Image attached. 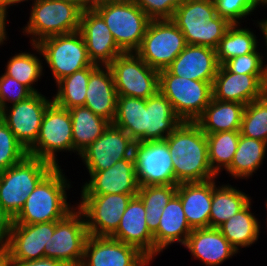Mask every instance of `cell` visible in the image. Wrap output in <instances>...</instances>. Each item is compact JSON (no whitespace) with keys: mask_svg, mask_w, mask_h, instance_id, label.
Wrapping results in <instances>:
<instances>
[{"mask_svg":"<svg viewBox=\"0 0 267 266\" xmlns=\"http://www.w3.org/2000/svg\"><path fill=\"white\" fill-rule=\"evenodd\" d=\"M244 104L211 99L195 123L205 134L240 131Z\"/></svg>","mask_w":267,"mask_h":266,"instance_id":"cell-28","label":"cell"},{"mask_svg":"<svg viewBox=\"0 0 267 266\" xmlns=\"http://www.w3.org/2000/svg\"><path fill=\"white\" fill-rule=\"evenodd\" d=\"M89 236L83 213L76 207L65 218L55 221L54 234L45 249V258L80 266Z\"/></svg>","mask_w":267,"mask_h":266,"instance_id":"cell-12","label":"cell"},{"mask_svg":"<svg viewBox=\"0 0 267 266\" xmlns=\"http://www.w3.org/2000/svg\"><path fill=\"white\" fill-rule=\"evenodd\" d=\"M145 205L136 195L129 201L117 230L110 236L136 247L151 262L155 261L154 236L146 223Z\"/></svg>","mask_w":267,"mask_h":266,"instance_id":"cell-22","label":"cell"},{"mask_svg":"<svg viewBox=\"0 0 267 266\" xmlns=\"http://www.w3.org/2000/svg\"><path fill=\"white\" fill-rule=\"evenodd\" d=\"M113 124L135 142L146 141V99L118 96Z\"/></svg>","mask_w":267,"mask_h":266,"instance_id":"cell-35","label":"cell"},{"mask_svg":"<svg viewBox=\"0 0 267 266\" xmlns=\"http://www.w3.org/2000/svg\"><path fill=\"white\" fill-rule=\"evenodd\" d=\"M267 93V74H236L220 65L212 83V98L244 105Z\"/></svg>","mask_w":267,"mask_h":266,"instance_id":"cell-18","label":"cell"},{"mask_svg":"<svg viewBox=\"0 0 267 266\" xmlns=\"http://www.w3.org/2000/svg\"><path fill=\"white\" fill-rule=\"evenodd\" d=\"M266 202H265V208H266V211H267V198H266V200H265ZM265 217H267V212H266V216ZM266 222H265V225H266V227H267V218L266 219H264ZM267 229V228H266Z\"/></svg>","mask_w":267,"mask_h":266,"instance_id":"cell-55","label":"cell"},{"mask_svg":"<svg viewBox=\"0 0 267 266\" xmlns=\"http://www.w3.org/2000/svg\"><path fill=\"white\" fill-rule=\"evenodd\" d=\"M79 31L84 38L88 57L94 64L109 65L124 53L103 18L93 8L81 13Z\"/></svg>","mask_w":267,"mask_h":266,"instance_id":"cell-21","label":"cell"},{"mask_svg":"<svg viewBox=\"0 0 267 266\" xmlns=\"http://www.w3.org/2000/svg\"><path fill=\"white\" fill-rule=\"evenodd\" d=\"M151 263L134 246L110 236L89 235L80 266H149Z\"/></svg>","mask_w":267,"mask_h":266,"instance_id":"cell-17","label":"cell"},{"mask_svg":"<svg viewBox=\"0 0 267 266\" xmlns=\"http://www.w3.org/2000/svg\"><path fill=\"white\" fill-rule=\"evenodd\" d=\"M152 19H171L182 0H133Z\"/></svg>","mask_w":267,"mask_h":266,"instance_id":"cell-45","label":"cell"},{"mask_svg":"<svg viewBox=\"0 0 267 266\" xmlns=\"http://www.w3.org/2000/svg\"><path fill=\"white\" fill-rule=\"evenodd\" d=\"M93 9L103 18L124 53L139 49L151 19L133 0L108 2Z\"/></svg>","mask_w":267,"mask_h":266,"instance_id":"cell-6","label":"cell"},{"mask_svg":"<svg viewBox=\"0 0 267 266\" xmlns=\"http://www.w3.org/2000/svg\"><path fill=\"white\" fill-rule=\"evenodd\" d=\"M214 3L216 14L231 24H241L242 22L244 24L247 22L245 19L253 16L257 9L263 6V8H267L262 0H214Z\"/></svg>","mask_w":267,"mask_h":266,"instance_id":"cell-40","label":"cell"},{"mask_svg":"<svg viewBox=\"0 0 267 266\" xmlns=\"http://www.w3.org/2000/svg\"><path fill=\"white\" fill-rule=\"evenodd\" d=\"M61 167H54L30 193L13 224H38L60 221L77 205L67 200L73 182Z\"/></svg>","mask_w":267,"mask_h":266,"instance_id":"cell-2","label":"cell"},{"mask_svg":"<svg viewBox=\"0 0 267 266\" xmlns=\"http://www.w3.org/2000/svg\"><path fill=\"white\" fill-rule=\"evenodd\" d=\"M10 10H6L1 4H0V46L7 44L6 41H9V37L7 36L8 31H6V22H8L7 18L10 16L8 14Z\"/></svg>","mask_w":267,"mask_h":266,"instance_id":"cell-49","label":"cell"},{"mask_svg":"<svg viewBox=\"0 0 267 266\" xmlns=\"http://www.w3.org/2000/svg\"><path fill=\"white\" fill-rule=\"evenodd\" d=\"M118 94L108 65H98L90 74L84 107L113 123Z\"/></svg>","mask_w":267,"mask_h":266,"instance_id":"cell-25","label":"cell"},{"mask_svg":"<svg viewBox=\"0 0 267 266\" xmlns=\"http://www.w3.org/2000/svg\"><path fill=\"white\" fill-rule=\"evenodd\" d=\"M137 194L80 195L76 203L83 213L89 235L111 236L133 196Z\"/></svg>","mask_w":267,"mask_h":266,"instance_id":"cell-14","label":"cell"},{"mask_svg":"<svg viewBox=\"0 0 267 266\" xmlns=\"http://www.w3.org/2000/svg\"><path fill=\"white\" fill-rule=\"evenodd\" d=\"M192 230L186 220L180 197L175 194L164 207L158 230L153 234L155 258L174 243L184 246Z\"/></svg>","mask_w":267,"mask_h":266,"instance_id":"cell-26","label":"cell"},{"mask_svg":"<svg viewBox=\"0 0 267 266\" xmlns=\"http://www.w3.org/2000/svg\"><path fill=\"white\" fill-rule=\"evenodd\" d=\"M263 55L262 50L258 48L255 52L226 61L223 66L229 72L236 74H266Z\"/></svg>","mask_w":267,"mask_h":266,"instance_id":"cell-42","label":"cell"},{"mask_svg":"<svg viewBox=\"0 0 267 266\" xmlns=\"http://www.w3.org/2000/svg\"><path fill=\"white\" fill-rule=\"evenodd\" d=\"M28 155L25 147L16 139L13 132L0 122V172L19 163Z\"/></svg>","mask_w":267,"mask_h":266,"instance_id":"cell-41","label":"cell"},{"mask_svg":"<svg viewBox=\"0 0 267 266\" xmlns=\"http://www.w3.org/2000/svg\"><path fill=\"white\" fill-rule=\"evenodd\" d=\"M30 45L33 52L26 49L24 52H15L16 54L10 56L4 73L25 85L32 93H39V89L35 86H37L38 80L41 81L40 79L45 75L44 68L46 67L45 64L43 65V59H41L43 54L39 46L37 44ZM36 53L40 56L38 57Z\"/></svg>","mask_w":267,"mask_h":266,"instance_id":"cell-33","label":"cell"},{"mask_svg":"<svg viewBox=\"0 0 267 266\" xmlns=\"http://www.w3.org/2000/svg\"><path fill=\"white\" fill-rule=\"evenodd\" d=\"M37 45L43 54V63L51 70L55 84L63 77L93 64L79 30L44 38Z\"/></svg>","mask_w":267,"mask_h":266,"instance_id":"cell-9","label":"cell"},{"mask_svg":"<svg viewBox=\"0 0 267 266\" xmlns=\"http://www.w3.org/2000/svg\"><path fill=\"white\" fill-rule=\"evenodd\" d=\"M9 265L10 266H68L64 262L50 258H42L29 261H9Z\"/></svg>","mask_w":267,"mask_h":266,"instance_id":"cell-47","label":"cell"},{"mask_svg":"<svg viewBox=\"0 0 267 266\" xmlns=\"http://www.w3.org/2000/svg\"><path fill=\"white\" fill-rule=\"evenodd\" d=\"M13 219L0 205V249H4L10 236Z\"/></svg>","mask_w":267,"mask_h":266,"instance_id":"cell-46","label":"cell"},{"mask_svg":"<svg viewBox=\"0 0 267 266\" xmlns=\"http://www.w3.org/2000/svg\"><path fill=\"white\" fill-rule=\"evenodd\" d=\"M171 20L183 33L187 45L213 49L232 25L216 14L214 0H182Z\"/></svg>","mask_w":267,"mask_h":266,"instance_id":"cell-3","label":"cell"},{"mask_svg":"<svg viewBox=\"0 0 267 266\" xmlns=\"http://www.w3.org/2000/svg\"><path fill=\"white\" fill-rule=\"evenodd\" d=\"M32 94L25 85L5 73L0 74V104L2 109L23 101Z\"/></svg>","mask_w":267,"mask_h":266,"instance_id":"cell-44","label":"cell"},{"mask_svg":"<svg viewBox=\"0 0 267 266\" xmlns=\"http://www.w3.org/2000/svg\"><path fill=\"white\" fill-rule=\"evenodd\" d=\"M266 154V142L240 134L237 150L225 173L236 180L250 179L259 168H262L264 159H267Z\"/></svg>","mask_w":267,"mask_h":266,"instance_id":"cell-32","label":"cell"},{"mask_svg":"<svg viewBox=\"0 0 267 266\" xmlns=\"http://www.w3.org/2000/svg\"><path fill=\"white\" fill-rule=\"evenodd\" d=\"M239 138L240 131L206 134L209 164L217 176H220L231 165Z\"/></svg>","mask_w":267,"mask_h":266,"instance_id":"cell-38","label":"cell"},{"mask_svg":"<svg viewBox=\"0 0 267 266\" xmlns=\"http://www.w3.org/2000/svg\"><path fill=\"white\" fill-rule=\"evenodd\" d=\"M177 185L139 186L137 195L145 205V209L164 208L176 194Z\"/></svg>","mask_w":267,"mask_h":266,"instance_id":"cell-43","label":"cell"},{"mask_svg":"<svg viewBox=\"0 0 267 266\" xmlns=\"http://www.w3.org/2000/svg\"><path fill=\"white\" fill-rule=\"evenodd\" d=\"M135 141L122 129L110 123L104 133L91 143L80 155L87 171H102L116 162L133 158Z\"/></svg>","mask_w":267,"mask_h":266,"instance_id":"cell-16","label":"cell"},{"mask_svg":"<svg viewBox=\"0 0 267 266\" xmlns=\"http://www.w3.org/2000/svg\"><path fill=\"white\" fill-rule=\"evenodd\" d=\"M253 29L243 24H232L219 41L216 56L220 65L241 55L255 52L259 48L260 39Z\"/></svg>","mask_w":267,"mask_h":266,"instance_id":"cell-36","label":"cell"},{"mask_svg":"<svg viewBox=\"0 0 267 266\" xmlns=\"http://www.w3.org/2000/svg\"><path fill=\"white\" fill-rule=\"evenodd\" d=\"M92 64L71 75L63 77L56 83L57 92L52 96L53 102L64 109L84 106L86 91L91 72L97 67Z\"/></svg>","mask_w":267,"mask_h":266,"instance_id":"cell-37","label":"cell"},{"mask_svg":"<svg viewBox=\"0 0 267 266\" xmlns=\"http://www.w3.org/2000/svg\"><path fill=\"white\" fill-rule=\"evenodd\" d=\"M55 221L38 224H12L9 240L3 249L9 261L45 258L48 241L54 234Z\"/></svg>","mask_w":267,"mask_h":266,"instance_id":"cell-19","label":"cell"},{"mask_svg":"<svg viewBox=\"0 0 267 266\" xmlns=\"http://www.w3.org/2000/svg\"><path fill=\"white\" fill-rule=\"evenodd\" d=\"M54 168L40 158L27 155L0 172V205L14 219L37 184Z\"/></svg>","mask_w":267,"mask_h":266,"instance_id":"cell-5","label":"cell"},{"mask_svg":"<svg viewBox=\"0 0 267 266\" xmlns=\"http://www.w3.org/2000/svg\"><path fill=\"white\" fill-rule=\"evenodd\" d=\"M212 179V204L209 215V227L218 228L221 224L242 210L253 198L239 187L229 183L221 184ZM219 183V185H218Z\"/></svg>","mask_w":267,"mask_h":266,"instance_id":"cell-29","label":"cell"},{"mask_svg":"<svg viewBox=\"0 0 267 266\" xmlns=\"http://www.w3.org/2000/svg\"><path fill=\"white\" fill-rule=\"evenodd\" d=\"M186 46L183 33L171 19H152L135 53L159 72L167 69Z\"/></svg>","mask_w":267,"mask_h":266,"instance_id":"cell-10","label":"cell"},{"mask_svg":"<svg viewBox=\"0 0 267 266\" xmlns=\"http://www.w3.org/2000/svg\"><path fill=\"white\" fill-rule=\"evenodd\" d=\"M0 266H10L9 258L3 249H0Z\"/></svg>","mask_w":267,"mask_h":266,"instance_id":"cell-54","label":"cell"},{"mask_svg":"<svg viewBox=\"0 0 267 266\" xmlns=\"http://www.w3.org/2000/svg\"><path fill=\"white\" fill-rule=\"evenodd\" d=\"M262 2L267 6V0H262Z\"/></svg>","mask_w":267,"mask_h":266,"instance_id":"cell-57","label":"cell"},{"mask_svg":"<svg viewBox=\"0 0 267 266\" xmlns=\"http://www.w3.org/2000/svg\"><path fill=\"white\" fill-rule=\"evenodd\" d=\"M28 22L21 28L30 44L42 39L72 33L80 29L82 11L64 0H35L31 3Z\"/></svg>","mask_w":267,"mask_h":266,"instance_id":"cell-4","label":"cell"},{"mask_svg":"<svg viewBox=\"0 0 267 266\" xmlns=\"http://www.w3.org/2000/svg\"><path fill=\"white\" fill-rule=\"evenodd\" d=\"M252 21H254L253 22V26H254V24H255V26H256V28L258 29V27H259V29L258 30H260L262 33V35H263V40H264V46H266V50L264 49V57H266V58H264V60H266V61H264V64H265V71H266V74H267V64H266V62H267V18H265L264 17V19H258V20H252ZM266 51V52H265Z\"/></svg>","mask_w":267,"mask_h":266,"instance_id":"cell-50","label":"cell"},{"mask_svg":"<svg viewBox=\"0 0 267 266\" xmlns=\"http://www.w3.org/2000/svg\"><path fill=\"white\" fill-rule=\"evenodd\" d=\"M65 2L76 5L82 12L90 9V4L87 0H64Z\"/></svg>","mask_w":267,"mask_h":266,"instance_id":"cell-52","label":"cell"},{"mask_svg":"<svg viewBox=\"0 0 267 266\" xmlns=\"http://www.w3.org/2000/svg\"><path fill=\"white\" fill-rule=\"evenodd\" d=\"M52 102V97L39 92L3 108L2 121L26 150L36 142L43 115Z\"/></svg>","mask_w":267,"mask_h":266,"instance_id":"cell-15","label":"cell"},{"mask_svg":"<svg viewBox=\"0 0 267 266\" xmlns=\"http://www.w3.org/2000/svg\"><path fill=\"white\" fill-rule=\"evenodd\" d=\"M72 120L73 153L79 155L110 125L106 119L80 106L69 109Z\"/></svg>","mask_w":267,"mask_h":266,"instance_id":"cell-34","label":"cell"},{"mask_svg":"<svg viewBox=\"0 0 267 266\" xmlns=\"http://www.w3.org/2000/svg\"><path fill=\"white\" fill-rule=\"evenodd\" d=\"M2 115H3V109H2L1 104H0V122L2 121Z\"/></svg>","mask_w":267,"mask_h":266,"instance_id":"cell-56","label":"cell"},{"mask_svg":"<svg viewBox=\"0 0 267 266\" xmlns=\"http://www.w3.org/2000/svg\"><path fill=\"white\" fill-rule=\"evenodd\" d=\"M176 194L180 197L186 220L192 229L209 228L212 204V180L179 183Z\"/></svg>","mask_w":267,"mask_h":266,"instance_id":"cell-27","label":"cell"},{"mask_svg":"<svg viewBox=\"0 0 267 266\" xmlns=\"http://www.w3.org/2000/svg\"><path fill=\"white\" fill-rule=\"evenodd\" d=\"M108 66L118 96L148 99L159 91V72L135 52L118 55Z\"/></svg>","mask_w":267,"mask_h":266,"instance_id":"cell-11","label":"cell"},{"mask_svg":"<svg viewBox=\"0 0 267 266\" xmlns=\"http://www.w3.org/2000/svg\"><path fill=\"white\" fill-rule=\"evenodd\" d=\"M28 155L62 167L60 152L73 153L72 120L68 109L52 102L46 109L36 142L27 150ZM58 153V154H57Z\"/></svg>","mask_w":267,"mask_h":266,"instance_id":"cell-8","label":"cell"},{"mask_svg":"<svg viewBox=\"0 0 267 266\" xmlns=\"http://www.w3.org/2000/svg\"><path fill=\"white\" fill-rule=\"evenodd\" d=\"M87 172L90 180L83 182L81 195L137 194L139 191L133 158L122 159L102 171Z\"/></svg>","mask_w":267,"mask_h":266,"instance_id":"cell-20","label":"cell"},{"mask_svg":"<svg viewBox=\"0 0 267 266\" xmlns=\"http://www.w3.org/2000/svg\"><path fill=\"white\" fill-rule=\"evenodd\" d=\"M181 122L160 91L146 99V141L164 140Z\"/></svg>","mask_w":267,"mask_h":266,"instance_id":"cell-31","label":"cell"},{"mask_svg":"<svg viewBox=\"0 0 267 266\" xmlns=\"http://www.w3.org/2000/svg\"><path fill=\"white\" fill-rule=\"evenodd\" d=\"M219 67L215 49L187 45L167 69L186 79L213 82Z\"/></svg>","mask_w":267,"mask_h":266,"instance_id":"cell-24","label":"cell"},{"mask_svg":"<svg viewBox=\"0 0 267 266\" xmlns=\"http://www.w3.org/2000/svg\"><path fill=\"white\" fill-rule=\"evenodd\" d=\"M90 4V9L98 6V5H101V4H104V3H108V2H118V1H122V0H87Z\"/></svg>","mask_w":267,"mask_h":266,"instance_id":"cell-53","label":"cell"},{"mask_svg":"<svg viewBox=\"0 0 267 266\" xmlns=\"http://www.w3.org/2000/svg\"><path fill=\"white\" fill-rule=\"evenodd\" d=\"M253 200L233 217L221 224L218 229L229 243L238 251L257 244L261 233V220L253 213Z\"/></svg>","mask_w":267,"mask_h":266,"instance_id":"cell-30","label":"cell"},{"mask_svg":"<svg viewBox=\"0 0 267 266\" xmlns=\"http://www.w3.org/2000/svg\"><path fill=\"white\" fill-rule=\"evenodd\" d=\"M240 134L267 143V93L245 106Z\"/></svg>","mask_w":267,"mask_h":266,"instance_id":"cell-39","label":"cell"},{"mask_svg":"<svg viewBox=\"0 0 267 266\" xmlns=\"http://www.w3.org/2000/svg\"><path fill=\"white\" fill-rule=\"evenodd\" d=\"M32 1V3L35 0H0V4L6 9H10V7L12 6H18L19 4L23 3V2H29Z\"/></svg>","mask_w":267,"mask_h":266,"instance_id":"cell-51","label":"cell"},{"mask_svg":"<svg viewBox=\"0 0 267 266\" xmlns=\"http://www.w3.org/2000/svg\"><path fill=\"white\" fill-rule=\"evenodd\" d=\"M212 83L179 77L168 69L159 71V91L182 121L195 122L203 113L212 99Z\"/></svg>","mask_w":267,"mask_h":266,"instance_id":"cell-7","label":"cell"},{"mask_svg":"<svg viewBox=\"0 0 267 266\" xmlns=\"http://www.w3.org/2000/svg\"><path fill=\"white\" fill-rule=\"evenodd\" d=\"M165 140L178 183L205 182L218 177L209 164L206 134L195 122L182 121Z\"/></svg>","mask_w":267,"mask_h":266,"instance_id":"cell-1","label":"cell"},{"mask_svg":"<svg viewBox=\"0 0 267 266\" xmlns=\"http://www.w3.org/2000/svg\"><path fill=\"white\" fill-rule=\"evenodd\" d=\"M184 247L205 266H219L238 254L218 228L193 229Z\"/></svg>","mask_w":267,"mask_h":266,"instance_id":"cell-23","label":"cell"},{"mask_svg":"<svg viewBox=\"0 0 267 266\" xmlns=\"http://www.w3.org/2000/svg\"><path fill=\"white\" fill-rule=\"evenodd\" d=\"M164 208L159 209H145L146 212V223L148 229L152 234H154L158 230V226L160 223V218L162 215Z\"/></svg>","mask_w":267,"mask_h":266,"instance_id":"cell-48","label":"cell"},{"mask_svg":"<svg viewBox=\"0 0 267 266\" xmlns=\"http://www.w3.org/2000/svg\"><path fill=\"white\" fill-rule=\"evenodd\" d=\"M133 159L139 186L179 184L165 139L136 141Z\"/></svg>","mask_w":267,"mask_h":266,"instance_id":"cell-13","label":"cell"}]
</instances>
